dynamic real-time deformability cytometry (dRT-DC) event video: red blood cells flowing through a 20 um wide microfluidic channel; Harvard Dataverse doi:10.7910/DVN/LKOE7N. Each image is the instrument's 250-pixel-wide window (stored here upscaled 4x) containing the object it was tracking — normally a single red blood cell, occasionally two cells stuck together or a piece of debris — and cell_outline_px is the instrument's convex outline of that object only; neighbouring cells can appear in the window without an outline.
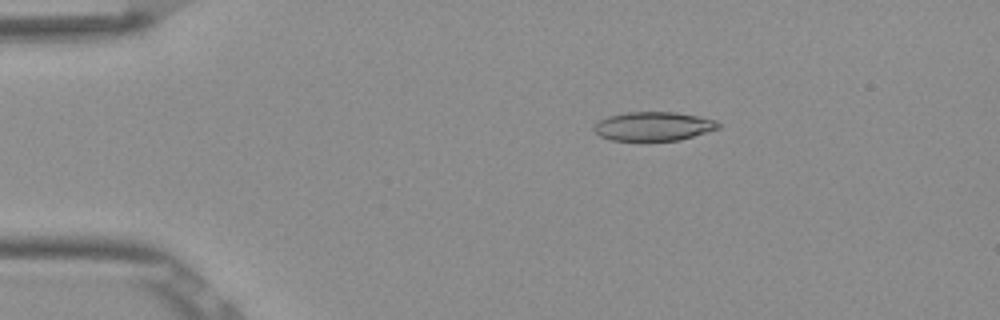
{"species": "Egyptian fruit bat (a non-hibernating species)", "species_latin": "Rousettus aegyptiacus", "temperature_condition": "room temperature", "stored_images_in_passage": 53, "camera_frame_rate_fps": 3000, "um_per_image_px": 0.085, "frame": {"image": 1, "passage_image": 10, "time_ms": 3.0, "image_size_px": [1000, 320], "cell_outline_px": [[720, 128], [680, 140], [612, 140], [600, 136], [592, 128], [600, 120], [608, 116], [628, 112], [676, 112], [716, 120], [720, 124]], "centroid_in_image_um": [55.55, 10.73], "position_along_channel_um": 29.4, "area_um2": 20.75}}
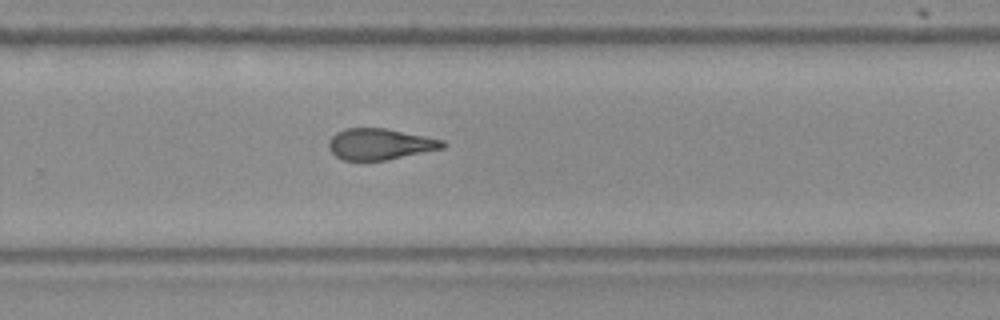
{"frame": {"image": 2, "passage_image": 35, "time_ms": 11.333, "image_size_px": [1000, 320], "cell_outline_px": [[448, 144], [444, 148], [388, 160], [344, 160], [336, 156], [328, 148], [328, 140], [336, 132], [344, 128], [384, 128], [444, 140]], "centroid_in_image_um": [32.29, 12.25], "position_along_channel_um": 297.5, "area_um2": 20.75}}
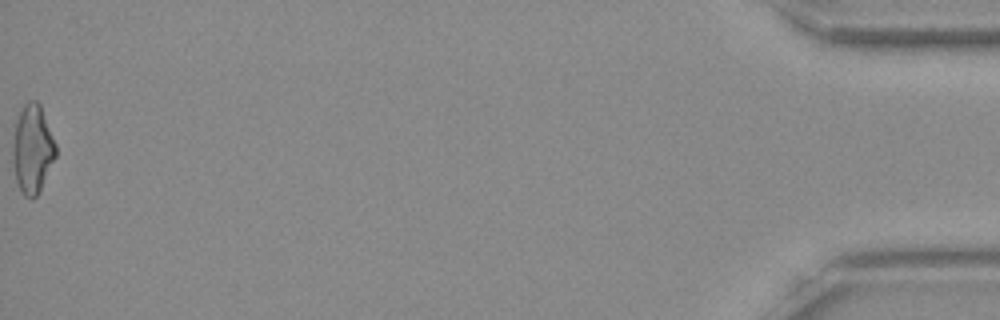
{"frame": {"image": 3, "passage_image": 53, "time_ms": 17.333, "image_size_px": [1000, 320], "cell_outline_px": [[56, 156], [36, 196], [32, 200], [24, 196], [16, 180], [12, 160], [12, 144], [16, 120], [24, 104], [28, 100], [36, 100], [40, 104], [56, 144]], "centroid_in_image_um": [2.74, 12.65], "position_along_channel_um": 432.5, "area_um2": 22.08}, "authors_computed_cell_mechanics": {"area_um2": 21.6172, "velocity_mm_per_s": 3.9114, "shape_relaxation_time_tau1_ms": null, "shape_relaxation_time_tau2_ms": 3.7978, "deformation_change_tau1": null, "deformation_change_tau2": 0.1239}}